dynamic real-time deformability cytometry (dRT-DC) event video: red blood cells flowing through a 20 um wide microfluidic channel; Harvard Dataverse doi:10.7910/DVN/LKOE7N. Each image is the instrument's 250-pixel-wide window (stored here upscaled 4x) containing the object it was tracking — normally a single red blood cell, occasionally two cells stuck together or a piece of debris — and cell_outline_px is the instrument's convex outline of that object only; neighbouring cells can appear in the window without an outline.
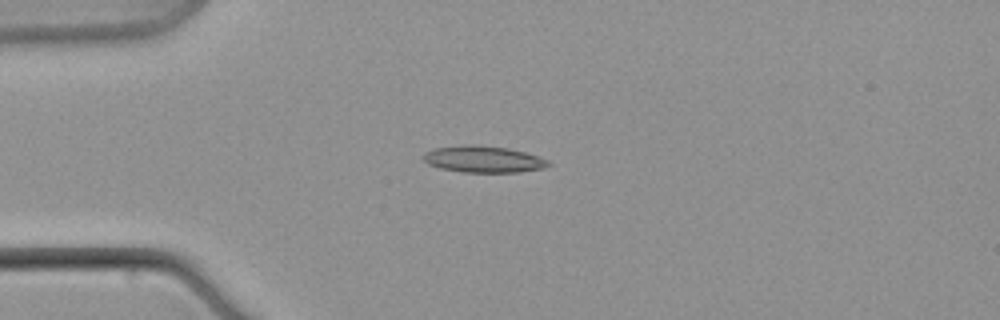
{"species": "common noctule bat (a hibernating species)", "species_latin": "Nyctalus noctula", "temperature_condition": "warm", "stored_images_in_passage": 3, "camera_frame_rate_fps": 3000, "um_per_image_px": 0.085, "animal": {"sex": "male", "body_mass_g": 21.5, "forearm_length_mm": 52.0}, "frame": {"image": 1, "passage_image": 1, "time_ms": 0.0, "image_size_px": [1000, 320], "cell_outline_px": [[552, 164], [544, 168], [520, 172], [464, 172], [440, 168], [428, 164], [420, 156], [424, 152], [436, 148], [464, 144], [472, 144], [508, 148], [524, 152], [548, 160]], "centroid_in_image_um": [41.06, 13.53], "position_along_channel_um": 43.9, "area_um2": 19.42}}
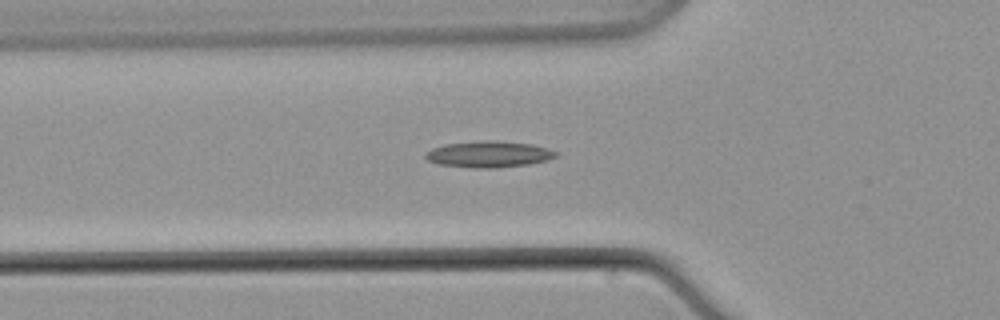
{"frame": {"image": 2, "passage_image": 3, "time_ms": 2.333, "image_size_px": [1000, 320], "cell_outline_px": [[560, 152], [556, 156], [548, 160], [528, 164], [496, 168], [472, 168], [436, 164], [428, 160], [424, 156], [432, 148], [444, 144], [488, 140], [496, 140], [532, 144], [548, 148]], "centroid_in_image_um": [41.57, 13.11], "position_along_channel_um": 84.2, "area_um2": 20.11}}